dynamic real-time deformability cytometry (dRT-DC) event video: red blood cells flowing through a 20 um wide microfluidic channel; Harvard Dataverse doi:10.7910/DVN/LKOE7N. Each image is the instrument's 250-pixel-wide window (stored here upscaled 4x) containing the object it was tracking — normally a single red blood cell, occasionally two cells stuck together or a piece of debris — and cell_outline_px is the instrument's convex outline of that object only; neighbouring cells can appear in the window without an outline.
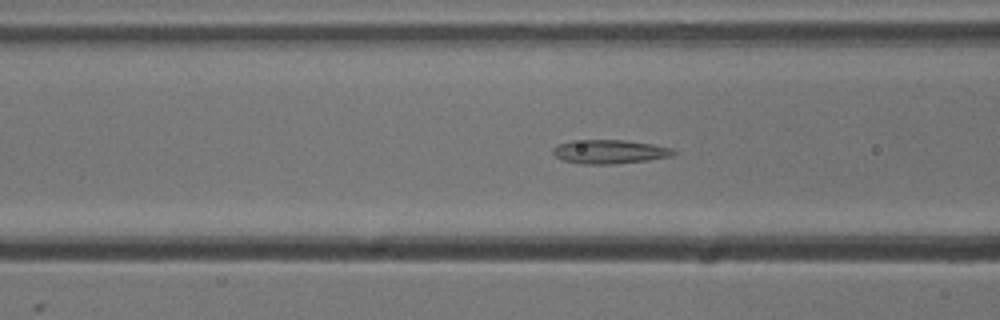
{"species": "common noctule bat (a hibernating species)", "species_latin": "Nyctalus noctula", "temperature_condition": "cold", "stored_images_in_passage": 52, "camera_frame_rate_fps": 3000, "um_per_image_px": 0.085, "animal": {"sex": "male", "body_mass_g": 13.3}, "frame": {"image": 1, "passage_image": 19, "time_ms": 6.0, "image_size_px": [1000, 320], "cell_outline_px": [[676, 152], [672, 156], [648, 160], [616, 164], [580, 164], [560, 160], [552, 152], [552, 148], [560, 144], [572, 140], [624, 140], [652, 144], [672, 148]], "centroid_in_image_um": [51.79, 12.9], "position_along_channel_um": 114.8, "area_um2": 16.88}}
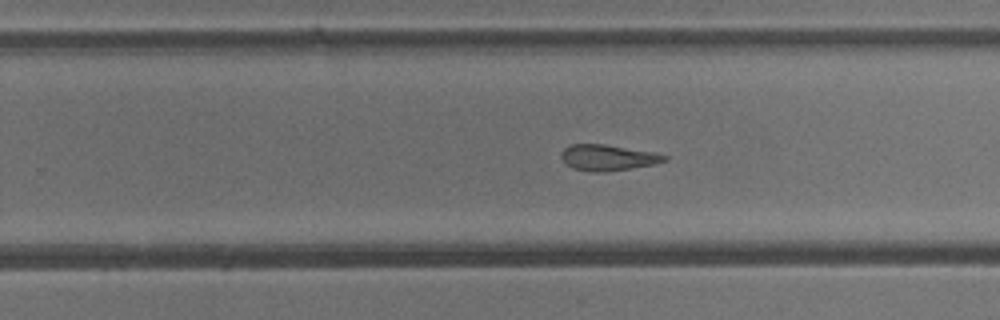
{"frame": {"image": 2, "passage_image": 32, "time_ms": 10.333, "image_size_px": [1000, 320], "cell_outline_px": [[668, 160], [656, 164], [604, 172], [592, 172], [572, 168], [560, 156], [560, 152], [564, 148], [572, 144], [604, 144], [656, 152], [668, 156]], "centroid_in_image_um": [51.7, 13.39], "position_along_channel_um": 278.1, "area_um2": 15.66}}
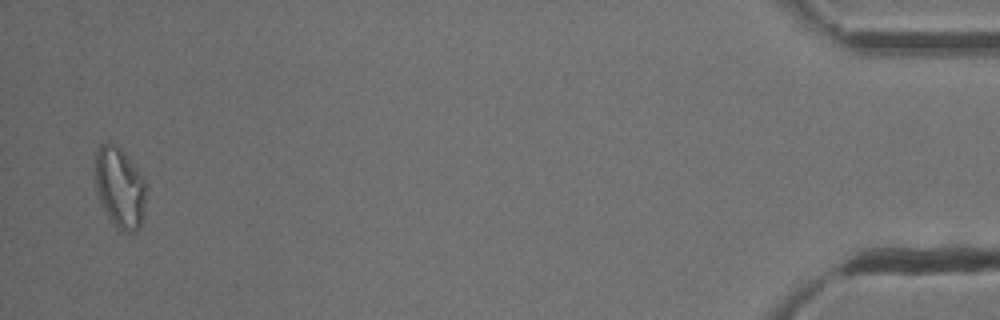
{"frame": {"image": 3, "passage_image": 51, "time_ms": 16.667, "image_size_px": [1000, 320], "cell_outline_px": [[148, 184], [140, 228], [136, 232], [120, 232], [108, 220], [100, 204], [96, 192], [96, 152], [100, 144], [108, 140], [116, 144], [120, 148], [144, 176]], "centroid_in_image_um": [10.19, 15.97], "position_along_channel_um": 425.0, "area_um2": 24.74}, "authors_computed_cell_mechanics": {"area_um2": 17.8602, "velocity_mm_per_s": 3.7691, "shape_relaxation_time_tau1_ms": null, "shape_relaxation_time_tau2_ms": 2.8189, "deformation_change_tau1": null, "deformation_change_tau2": 0.1055}}